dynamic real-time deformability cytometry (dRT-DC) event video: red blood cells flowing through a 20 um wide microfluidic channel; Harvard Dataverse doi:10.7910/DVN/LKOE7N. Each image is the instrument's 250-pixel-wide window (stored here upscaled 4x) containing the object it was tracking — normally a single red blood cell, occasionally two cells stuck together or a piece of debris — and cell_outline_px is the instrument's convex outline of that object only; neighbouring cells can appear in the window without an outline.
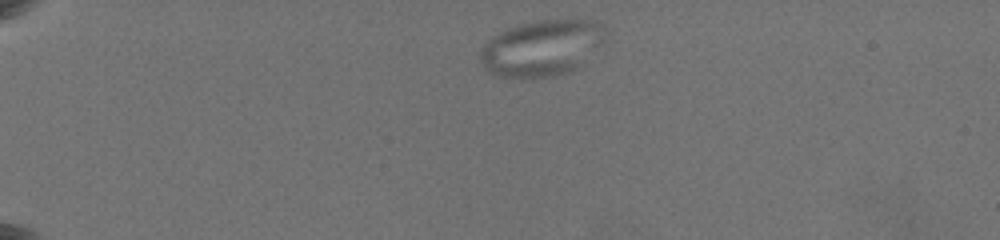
{"species": "common noctule bat (a hibernating species)", "species_latin": "Nyctalus noctula", "temperature_condition": "warm", "stored_images_in_passage": 11, "camera_frame_rate_fps": 3000, "um_per_image_px": 0.085, "animal": {"sex": "female", "body_mass_g": 19.5, "forearm_length_mm": 54.1}, "frame": {"image": 1, "passage_image": 2, "time_ms": 0.333, "image_size_px": [1000, 240], "cell_outline_px": [[604, 40], [576, 68], [564, 72], [544, 76], [496, 76], [488, 72], [480, 64], [480, 56], [484, 44], [492, 36], [508, 28], [520, 24], [536, 20], [596, 20], [604, 24]], "centroid_in_image_um": [46.01, 4.04], "position_along_channel_um": 39.0, "area_um2": 40.06}}